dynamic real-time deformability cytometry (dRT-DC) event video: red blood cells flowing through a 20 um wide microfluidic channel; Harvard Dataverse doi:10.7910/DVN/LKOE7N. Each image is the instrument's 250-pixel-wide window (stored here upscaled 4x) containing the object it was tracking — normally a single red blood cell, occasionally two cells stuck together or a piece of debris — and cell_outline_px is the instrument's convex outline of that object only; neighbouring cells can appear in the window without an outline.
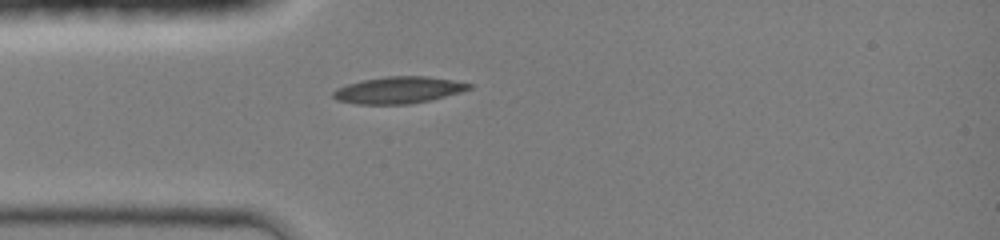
{"species": "common noctule bat (a hibernating species)", "species_latin": "Nyctalus noctula", "temperature_condition": "room temperature", "stored_images_in_passage": 33, "camera_frame_rate_fps": 3000, "um_per_image_px": 0.085, "animal": {"sex": "female", "body_mass_g": 19.0, "forearm_length_mm": 51.5}, "frame": {"image": 1, "passage_image": 1, "time_ms": 0.0, "image_size_px": [1000, 240], "cell_outline_px": [[472, 88], [460, 92], [428, 100], [408, 104], [356, 104], [336, 100], [332, 96], [332, 92], [336, 88], [360, 80], [384, 76], [428, 76], [452, 80], [472, 84]], "centroid_in_image_um": [33.82, 7.65], "position_along_channel_um": 51.2, "area_um2": 21.15}}
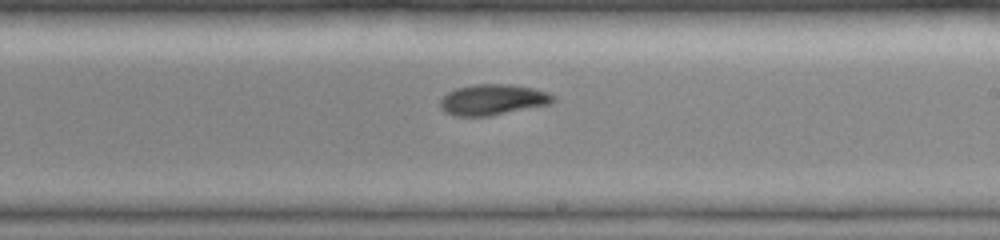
{"frame": {"image": 2, "passage_image": 15, "time_ms": 4.667, "image_size_px": [1000, 240], "cell_outline_px": [[556, 100], [552, 104], [488, 116], [456, 116], [444, 112], [440, 108], [440, 100], [448, 92], [456, 88], [476, 84], [512, 84], [532, 88], [548, 92]], "centroid_in_image_um": [41.88, 8.47], "position_along_channel_um": 247.1, "area_um2": 20.29}}
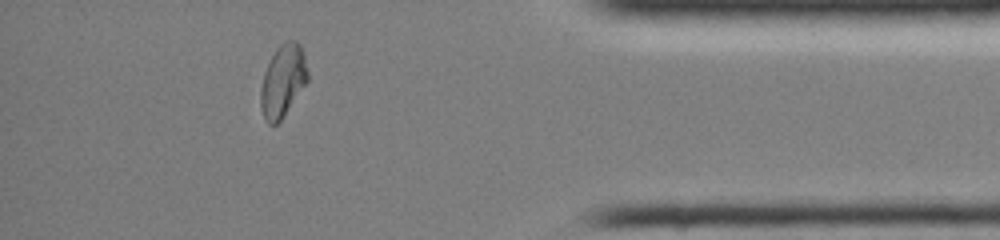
{"frame": {"image": 3, "passage_image": 28, "time_ms": 9.0, "image_size_px": [1000, 240], "cell_outline_px": [[308, 80], [280, 120], [276, 124], [268, 124], [264, 120], [260, 104], [260, 88], [264, 72], [276, 48], [280, 44], [288, 40], [296, 40], [300, 44], [304, 52], [308, 72]], "centroid_in_image_um": [24.03, 6.85], "position_along_channel_um": 411.2, "area_um2": 19.71}, "authors_computed_cell_mechanics": {"area_um2": 20.1144, "velocity_mm_per_s": 4.3031, "shape_relaxation_time_tau1_ms": 5.9317, "shape_relaxation_time_tau2_ms": 2.5331, "deformation_change_tau1": 0.2011, "deformation_change_tau2": 0.0609}}